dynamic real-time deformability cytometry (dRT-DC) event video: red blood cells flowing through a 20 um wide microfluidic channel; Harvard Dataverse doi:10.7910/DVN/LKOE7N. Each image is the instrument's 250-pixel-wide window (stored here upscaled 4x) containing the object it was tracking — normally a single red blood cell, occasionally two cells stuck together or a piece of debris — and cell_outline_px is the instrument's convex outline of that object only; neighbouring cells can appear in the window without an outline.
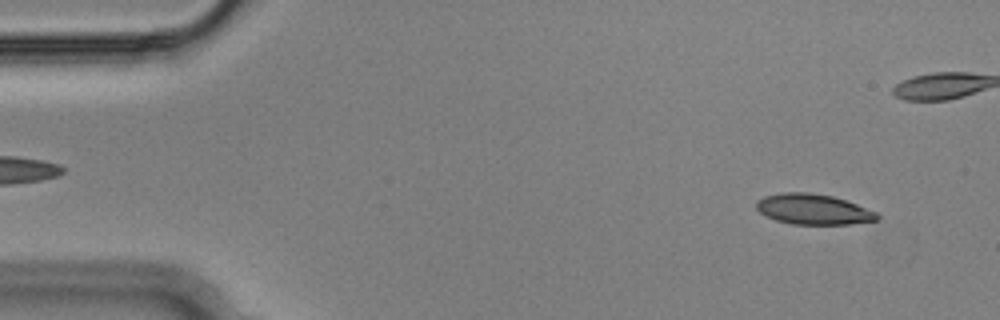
{"species": "Egyptian fruit bat (a non-hibernating species)", "species_latin": "Rousettus aegyptiacus", "temperature_condition": "cold", "stored_images_in_passage": 55, "camera_frame_rate_fps": 3000, "um_per_image_px": 0.085, "animal": {"sex": "male"}, "frame": {"image": 1, "passage_image": 4, "time_ms": 1.0, "image_size_px": [1000, 320], "cell_outline_px": [[880, 216], [876, 220], [848, 224], [792, 224], [776, 220], [760, 212], [756, 208], [756, 200], [764, 196], [784, 192], [808, 192], [832, 196], [856, 204], [876, 212]], "centroid_in_image_um": [69.1, 17.78], "position_along_channel_um": 15.9, "area_um2": 21.21}}
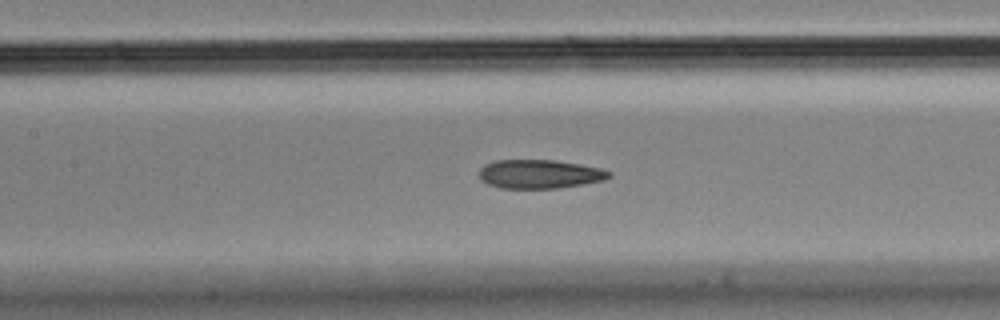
{"frame": {"image": 2, "passage_image": 24, "time_ms": 7.667, "image_size_px": [1000, 320], "cell_outline_px": [[612, 176], [604, 180], [584, 184], [556, 188], [500, 188], [488, 184], [480, 180], [480, 168], [484, 164], [496, 160], [556, 160], [580, 164], [600, 168], [612, 172]], "centroid_in_image_um": [45.87, 14.79], "position_along_channel_um": 161.5, "area_um2": 21.91}}
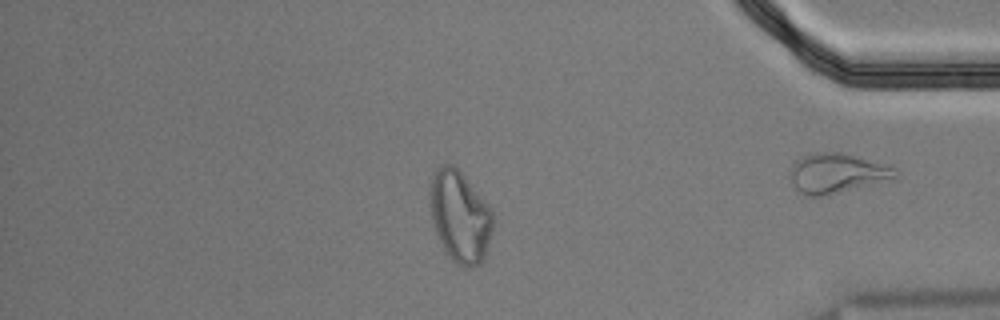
{"frame": {"image": 3, "passage_image": 46, "time_ms": 15.0, "image_size_px": [1000, 320], "cell_outline_px": [[496, 216], [484, 260], [480, 264], [472, 268], [464, 268], [456, 264], [452, 260], [444, 248], [436, 232], [432, 220], [428, 204], [428, 192], [432, 172], [440, 164], [452, 164], [464, 176], [484, 200]], "centroid_in_image_um": [39.08, 18.4], "position_along_channel_um": 396.1, "area_um2": 34.1}, "authors_computed_cell_mechanics": {"area_um2": 22.5998, "velocity_mm_per_s": 3.634, "shape_relaxation_time_tau1_ms": null, "shape_relaxation_time_tau2_ms": 3.4107, "deformation_change_tau1": null, "deformation_change_tau2": 0.1026}}